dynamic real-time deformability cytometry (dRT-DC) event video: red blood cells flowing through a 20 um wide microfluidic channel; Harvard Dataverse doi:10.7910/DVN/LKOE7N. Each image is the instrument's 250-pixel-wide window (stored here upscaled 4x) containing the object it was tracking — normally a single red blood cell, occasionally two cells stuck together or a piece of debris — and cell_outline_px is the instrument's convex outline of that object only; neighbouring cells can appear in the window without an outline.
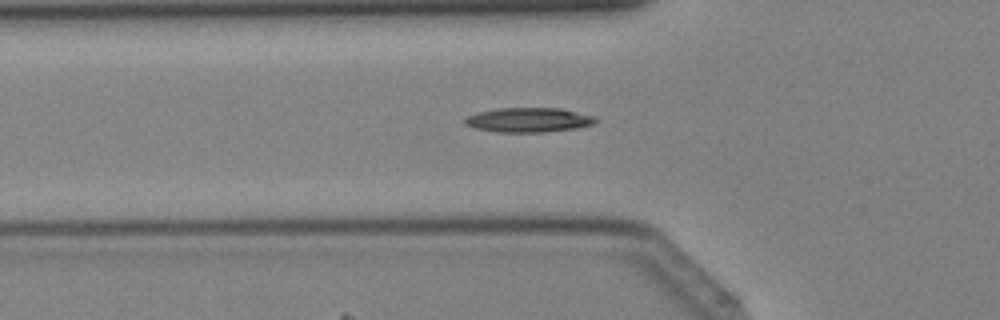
{"species": "Egyptian fruit bat (a non-hibernating species)", "species_latin": "Rousettus aegyptiacus", "temperature_condition": "cold", "stored_images_in_passage": 43, "segment_of_instrument_passage": [1, 2], "camera_frame_rate_fps": 3000, "um_per_image_px": 0.085, "animal": {"sex": "female"}, "frame": {"image": 1, "passage_image": 15, "time_ms": 4.667, "image_size_px": [1000, 320], "cell_outline_px": [[600, 120], [596, 124], [576, 128], [544, 132], [496, 132], [476, 128], [464, 124], [464, 120], [468, 116], [480, 112], [500, 108], [560, 108], [596, 116]], "centroid_in_image_um": [45.01, 10.2], "position_along_channel_um": 80.8, "area_um2": 18.73}}
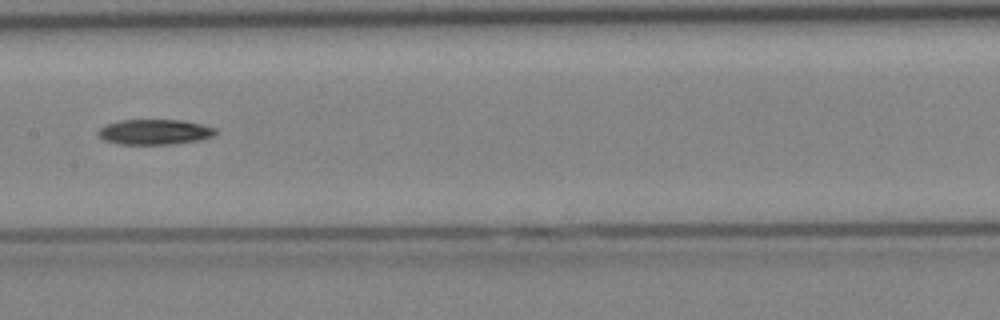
{"frame": {"image": 2, "passage_image": 22, "time_ms": 7.0, "image_size_px": [1000, 320], "cell_outline_px": [[216, 136], [200, 140], [172, 144], [120, 144], [104, 140], [96, 132], [100, 128], [108, 124], [120, 120], [184, 120], [204, 124], [216, 128]], "centroid_in_image_um": [13.2, 11.21], "position_along_channel_um": 194.2, "area_um2": 17.4}}
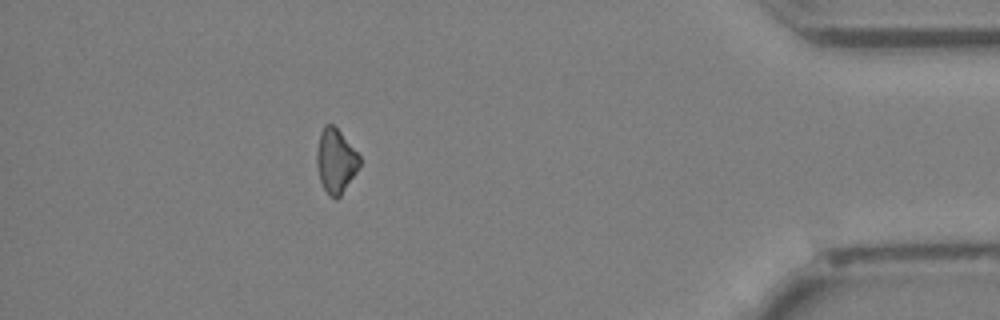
{"frame": {"image": 3, "passage_image": 38, "time_ms": 12.333, "image_size_px": [1000, 320], "cell_outline_px": [[360, 164], [356, 172], [340, 196], [336, 200], [324, 188], [320, 180], [316, 164], [316, 152], [320, 132], [324, 124], [332, 124], [340, 132], [360, 156]], "centroid_in_image_um": [28.52, 13.65], "position_along_channel_um": 406.7, "area_um2": 15.78}}